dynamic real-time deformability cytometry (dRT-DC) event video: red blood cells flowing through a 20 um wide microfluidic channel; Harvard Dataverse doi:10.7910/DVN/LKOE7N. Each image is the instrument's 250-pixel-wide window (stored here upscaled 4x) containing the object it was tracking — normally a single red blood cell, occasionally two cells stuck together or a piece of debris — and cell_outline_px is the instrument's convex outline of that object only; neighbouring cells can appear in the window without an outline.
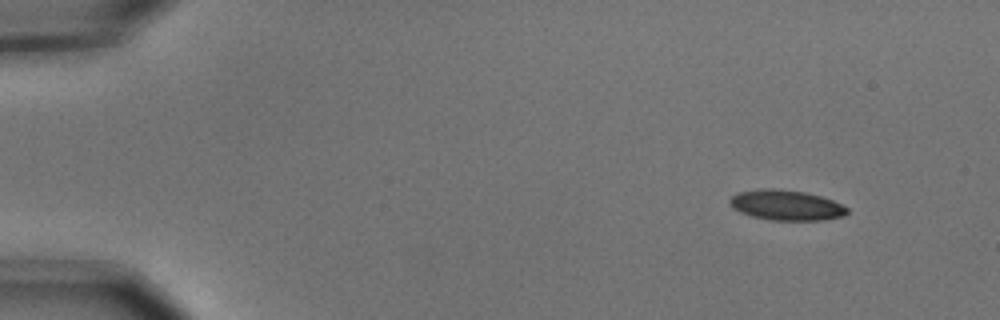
{"species": "common noctule bat (a hibernating species)", "species_latin": "Nyctalus noctula", "temperature_condition": "cold", "stored_images_in_passage": 4, "camera_frame_rate_fps": 3000, "um_per_image_px": 0.085, "animal": {"sex": "male", "body_mass_g": 15.6}, "frame": {"image": 1, "passage_image": 1, "time_ms": 0.0, "image_size_px": [1000, 320], "cell_outline_px": [[848, 212], [844, 216], [824, 220], [768, 220], [752, 216], [740, 212], [732, 208], [728, 200], [736, 192], [760, 188], [772, 188], [804, 192], [820, 196], [832, 200], [848, 208]], "centroid_in_image_um": [66.79, 17.44], "position_along_channel_um": 18.2, "area_um2": 20.81}}
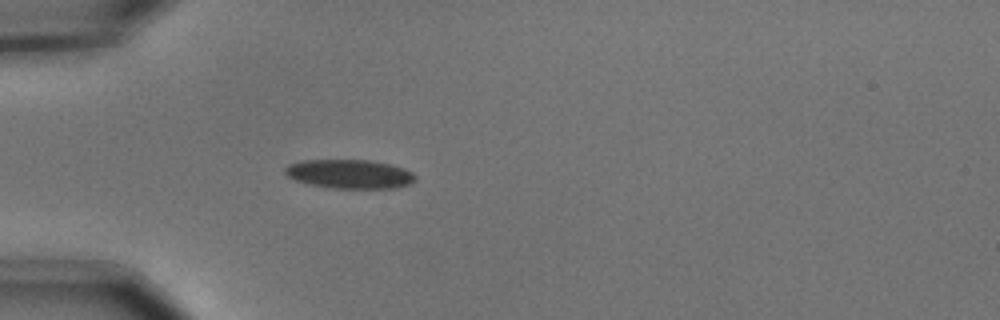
{"frame": {"image": 2, "passage_image": 4, "time_ms": 1.0, "image_size_px": [1000, 320], "cell_outline_px": [[416, 180], [408, 184], [396, 188], [336, 188], [312, 184], [296, 180], [288, 176], [284, 172], [284, 168], [288, 164], [300, 160], [372, 160], [392, 164], [404, 168], [412, 172], [416, 176]], "centroid_in_image_um": [29.74, 14.77], "position_along_channel_um": 55.3, "area_um2": 22.02}}